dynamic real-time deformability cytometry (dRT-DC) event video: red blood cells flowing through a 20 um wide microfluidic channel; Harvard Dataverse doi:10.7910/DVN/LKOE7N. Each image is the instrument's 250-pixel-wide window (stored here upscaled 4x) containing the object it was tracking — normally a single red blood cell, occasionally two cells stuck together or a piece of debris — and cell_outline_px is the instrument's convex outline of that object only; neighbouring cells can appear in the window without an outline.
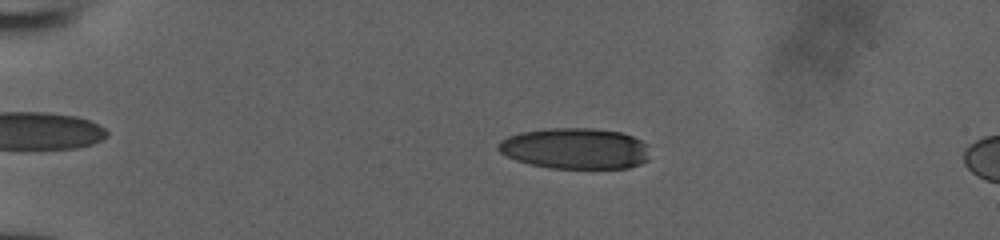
{"species": "human", "species_latin": "Homo sapiens", "temperature_condition": "room temperature", "stored_images_in_passage": 10, "camera_frame_rate_fps": 3000, "um_per_image_px": 0.085, "donor": {"sex": "male"}, "frame": {"image": 1, "passage_image": 5, "time_ms": 1.333, "image_size_px": [1000, 240], "cell_outline_px": [[648, 160], [640, 164], [628, 168], [552, 168], [532, 164], [516, 160], [500, 152], [496, 148], [496, 144], [500, 140], [508, 136], [520, 132], [548, 128], [596, 128], [620, 132], [632, 136], [640, 140], [644, 144]], "centroid_in_image_um": [48.84, 12.61], "position_along_channel_um": 36.2, "area_um2": 36.07}}